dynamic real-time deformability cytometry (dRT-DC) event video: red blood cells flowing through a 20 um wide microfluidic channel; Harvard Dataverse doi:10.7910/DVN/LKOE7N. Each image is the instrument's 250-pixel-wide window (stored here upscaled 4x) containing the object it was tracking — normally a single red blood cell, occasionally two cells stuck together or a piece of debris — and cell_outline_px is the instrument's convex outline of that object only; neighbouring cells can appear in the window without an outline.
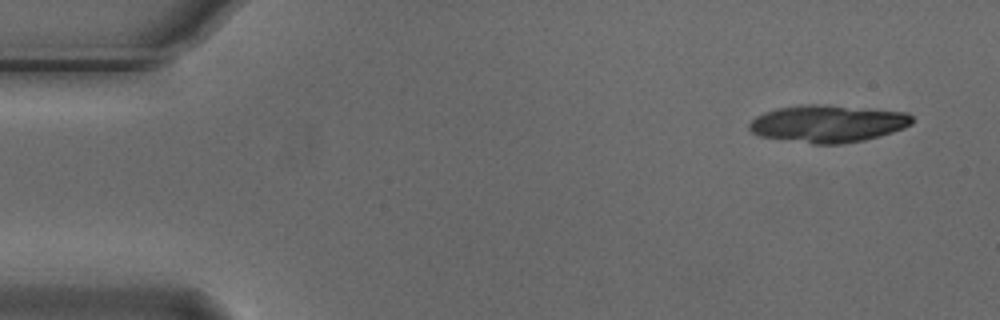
{"species": "Egyptian fruit bat (a non-hibernating species)", "species_latin": "Rousettus aegyptiacus", "temperature_condition": "cold", "stored_images_in_passage": 6, "camera_frame_rate_fps": 3000, "um_per_image_px": 0.085, "animal": {"sex": "male"}, "frame": {"image": 1, "passage_image": 1, "time_ms": 0.0, "image_size_px": [1000, 320], "cell_outline_px": [[912, 124], [904, 128], [880, 136], [864, 140], [840, 144], [812, 144], [760, 136], [752, 132], [748, 128], [748, 124], [756, 116], [764, 112], [776, 108], [804, 104], [816, 104], [908, 112], [912, 116]], "centroid_in_image_um": [70.35, 10.51], "position_along_channel_um": 14.7, "area_um2": 35.37}}
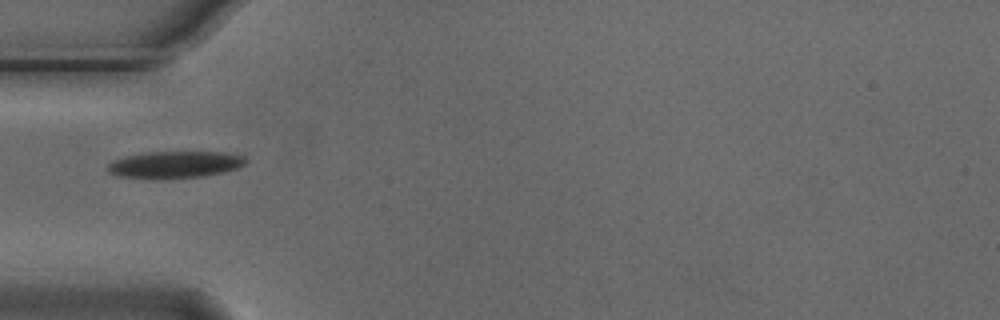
{"frame": {"image": 2, "passage_image": 5, "time_ms": 1.333, "image_size_px": [1000, 320], "cell_outline_px": [[248, 160], [244, 164], [236, 168], [224, 172], [204, 176], [160, 180], [152, 180], [116, 176], [108, 172], [104, 168], [112, 160], [124, 156], [144, 152], [224, 152], [244, 156]], "centroid_in_image_um": [14.77, 14.01], "position_along_channel_um": 70.2, "area_um2": 22.31}}
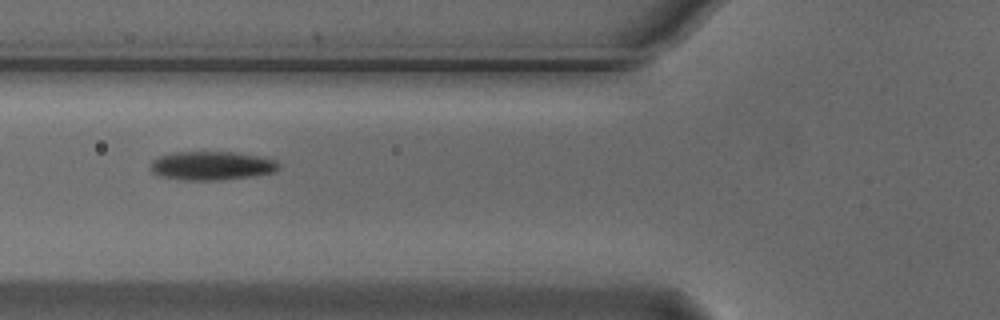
{"frame": {"image": 3, "passage_image": 6, "time_ms": 1.667, "image_size_px": [1000, 320], "cell_outline_px": [[280, 168], [276, 172], [252, 176], [220, 180], [180, 180], [160, 176], [152, 172], [148, 168], [148, 164], [152, 160], [160, 156], [176, 152], [232, 152], [256, 156], [276, 160], [280, 164]], "centroid_in_image_um": [17.96, 14.09], "position_along_channel_um": 107.8, "area_um2": 21.62}}